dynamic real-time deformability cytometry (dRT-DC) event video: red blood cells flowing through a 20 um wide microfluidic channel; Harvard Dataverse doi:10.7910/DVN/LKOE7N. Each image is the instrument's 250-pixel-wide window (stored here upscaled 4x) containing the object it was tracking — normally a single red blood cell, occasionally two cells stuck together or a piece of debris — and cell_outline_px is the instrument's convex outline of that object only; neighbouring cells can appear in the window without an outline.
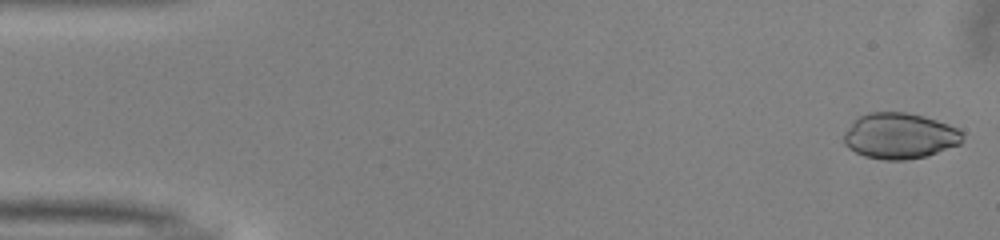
{"species": "common noctule bat (a hibernating species)", "species_latin": "Nyctalus noctula", "temperature_condition": "warm", "stored_images_in_passage": 50, "camera_frame_rate_fps": 3000, "um_per_image_px": 0.085, "animal": {"sex": "male", "body_mass_g": 13.0, "forearm_length_mm": 53.1}, "frame": {"image": 1, "passage_image": 1, "time_ms": 0.0, "image_size_px": [1000, 240], "cell_outline_px": [[964, 140], [960, 144], [928, 156], [904, 160], [884, 160], [864, 156], [848, 148], [844, 144], [844, 132], [852, 120], [868, 112], [904, 112], [936, 120], [948, 124], [964, 132]], "centroid_in_image_um": [76.47, 11.56], "position_along_channel_um": 8.5, "area_um2": 31.91}}